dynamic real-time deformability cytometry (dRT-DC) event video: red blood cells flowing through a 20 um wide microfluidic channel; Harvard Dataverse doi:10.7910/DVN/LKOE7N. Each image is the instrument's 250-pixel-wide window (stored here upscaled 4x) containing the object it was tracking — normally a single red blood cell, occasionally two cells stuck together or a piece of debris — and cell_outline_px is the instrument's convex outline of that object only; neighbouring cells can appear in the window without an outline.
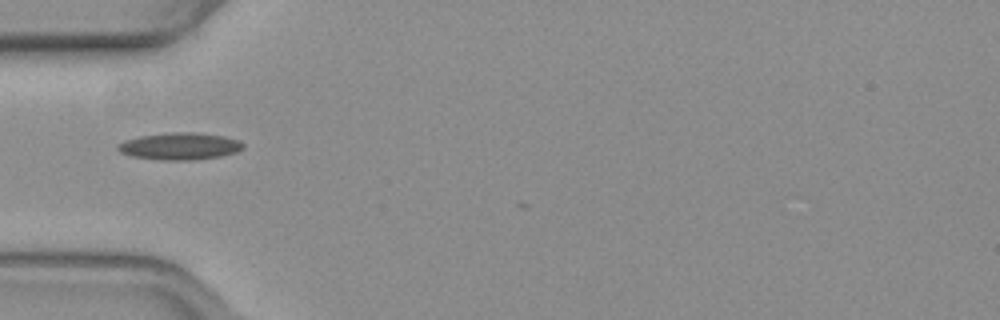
{"species": "common noctule bat (a hibernating species)", "species_latin": "Nyctalus noctula", "temperature_condition": "warm", "stored_images_in_passage": 3, "camera_frame_rate_fps": 3000, "um_per_image_px": 0.085, "animal": {"sex": "female", "body_mass_g": 19.3, "forearm_length_mm": 54.1}, "frame": {"image": 1, "passage_image": 1, "time_ms": 0.0, "image_size_px": [1000, 320], "cell_outline_px": [[244, 148], [236, 152], [220, 156], [192, 160], [160, 160], [132, 156], [120, 152], [116, 148], [116, 144], [124, 140], [140, 136], [172, 132], [196, 132], [224, 136], [240, 140], [244, 144]], "centroid_in_image_um": [15.28, 12.42], "position_along_channel_um": 69.7, "area_um2": 19.88}}